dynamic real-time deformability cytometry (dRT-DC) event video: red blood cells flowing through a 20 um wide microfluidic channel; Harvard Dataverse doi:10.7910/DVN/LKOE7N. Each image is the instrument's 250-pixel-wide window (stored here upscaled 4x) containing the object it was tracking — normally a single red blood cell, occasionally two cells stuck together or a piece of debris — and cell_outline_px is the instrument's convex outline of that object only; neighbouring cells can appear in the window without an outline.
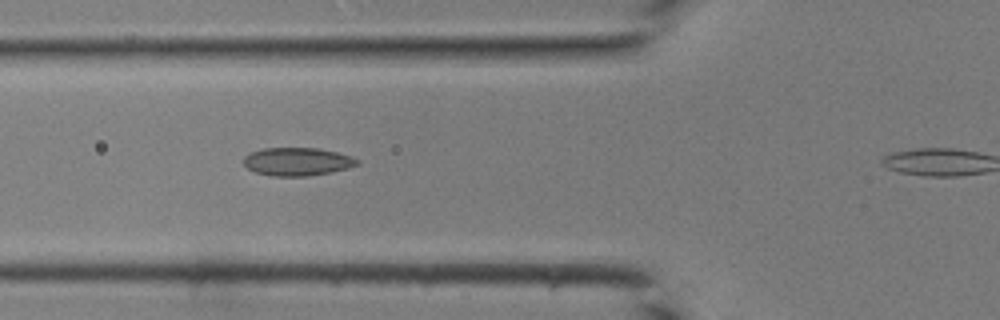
{"species": "common noctule bat (a hibernating species)", "species_latin": "Nyctalus noctula", "temperature_condition": "room temperature", "stored_images_in_passage": 32, "camera_frame_rate_fps": 3000, "um_per_image_px": 0.085, "animal": {"sex": "male", "body_mass_g": 19.0, "forearm_length_mm": 50.8}, "frame": {"image": 1, "passage_image": 13, "time_ms": 4.0, "image_size_px": [1000, 320], "cell_outline_px": [[360, 164], [348, 168], [332, 172], [308, 176], [272, 176], [256, 172], [248, 168], [244, 164], [244, 156], [252, 152], [264, 148], [316, 148], [336, 152], [352, 156], [360, 160]], "centroid_in_image_um": [25.31, 13.74], "position_along_channel_um": 100.5, "area_um2": 18.61}}
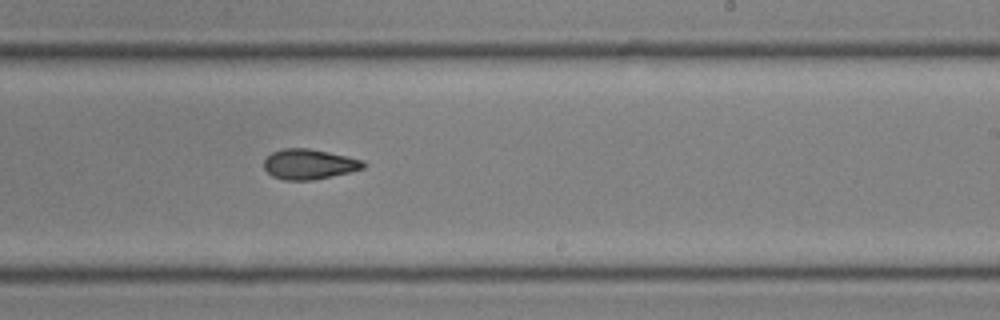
{"frame": {"image": 2, "passage_image": 23, "time_ms": 7.333, "image_size_px": [1000, 320], "cell_outline_px": [[368, 164], [364, 168], [348, 172], [312, 180], [284, 180], [272, 176], [264, 168], [264, 160], [272, 152], [284, 148], [308, 148], [348, 156], [364, 160]], "centroid_in_image_um": [26.29, 13.95], "position_along_channel_um": 262.7, "area_um2": 17.46}}
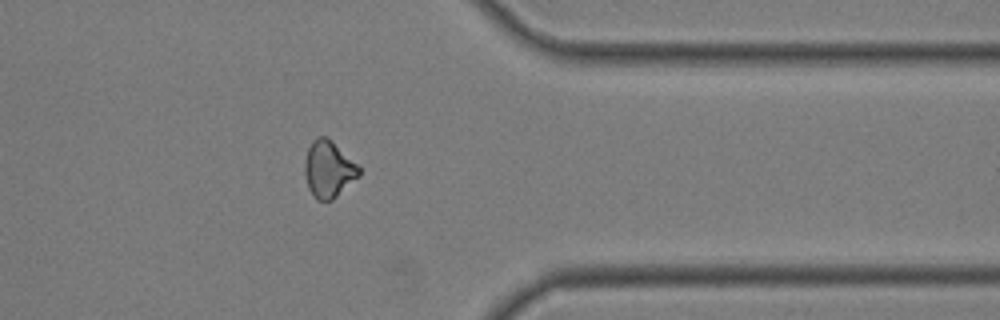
{"frame": {"image": 3, "passage_image": 31, "time_ms": 10.0, "image_size_px": [1000, 320], "cell_outline_px": [[360, 176], [332, 200], [316, 200], [312, 196], [308, 188], [304, 172], [304, 164], [308, 148], [312, 140], [320, 136], [324, 136], [332, 140], [360, 164]], "centroid_in_image_um": [27.95, 14.37], "position_along_channel_um": 383.4, "area_um2": 18.32}}